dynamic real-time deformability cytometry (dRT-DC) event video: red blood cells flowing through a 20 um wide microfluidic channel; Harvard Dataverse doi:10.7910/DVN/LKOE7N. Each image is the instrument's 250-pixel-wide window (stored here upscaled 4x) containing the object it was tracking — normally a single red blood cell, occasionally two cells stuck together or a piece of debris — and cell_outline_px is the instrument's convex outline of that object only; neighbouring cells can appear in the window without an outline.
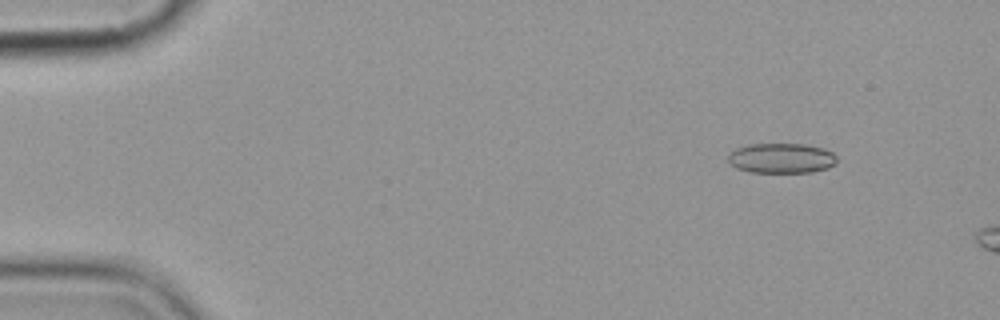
{"species": "common noctule bat (a hibernating species)", "species_latin": "Nyctalus noctula", "temperature_condition": "cold", "stored_images_in_passage": 4, "camera_frame_rate_fps": 3000, "um_per_image_px": 0.085, "animal": {"sex": "female", "body_mass_g": 19.9}, "frame": {"image": 1, "passage_image": 2, "time_ms": 1.333, "image_size_px": [1000, 320], "cell_outline_px": [[836, 164], [828, 168], [812, 172], [748, 172], [736, 168], [728, 160], [728, 156], [736, 148], [748, 144], [804, 144], [824, 148], [832, 152], [836, 156]], "centroid_in_image_um": [66.44, 13.44], "position_along_channel_um": 18.6, "area_um2": 19.07}}